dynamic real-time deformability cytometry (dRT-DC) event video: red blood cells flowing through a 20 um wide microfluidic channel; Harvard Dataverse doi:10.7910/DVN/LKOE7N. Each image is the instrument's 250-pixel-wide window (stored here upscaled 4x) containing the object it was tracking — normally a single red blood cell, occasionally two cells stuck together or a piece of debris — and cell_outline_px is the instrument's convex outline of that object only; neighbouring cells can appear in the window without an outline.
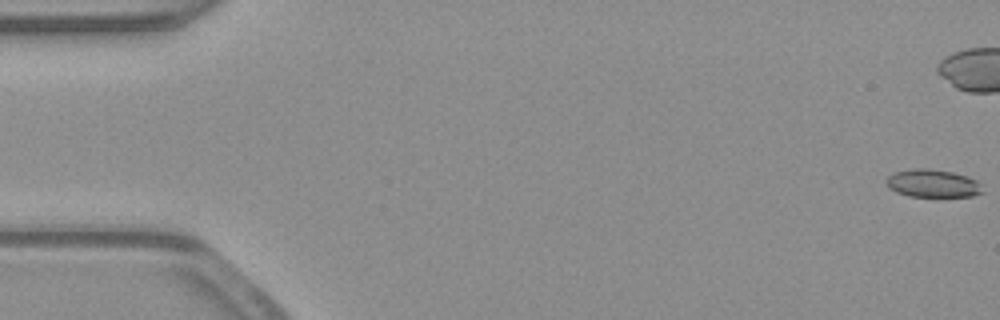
{"species": "common noctule bat (a hibernating species)", "species_latin": "Nyctalus noctula", "temperature_condition": "warm", "stored_images_in_passage": 55, "segment_of_instrument_passage": [1, 2], "camera_frame_rate_fps": 3000, "um_per_image_px": 0.085, "animal": {"sex": "male", "body_mass_g": 23.1, "forearm_length_mm": 52.7}, "frame": {"image": 1, "passage_image": 1, "time_ms": 0.0, "image_size_px": [1000, 320], "cell_outline_px": [[984, 192], [972, 196], [908, 196], [896, 192], [888, 188], [888, 176], [896, 172], [916, 168], [928, 168], [952, 172], [968, 176], [976, 180], [980, 184]], "centroid_in_image_um": [79.31, 15.59], "position_along_channel_um": 5.7, "area_um2": 15.49}}
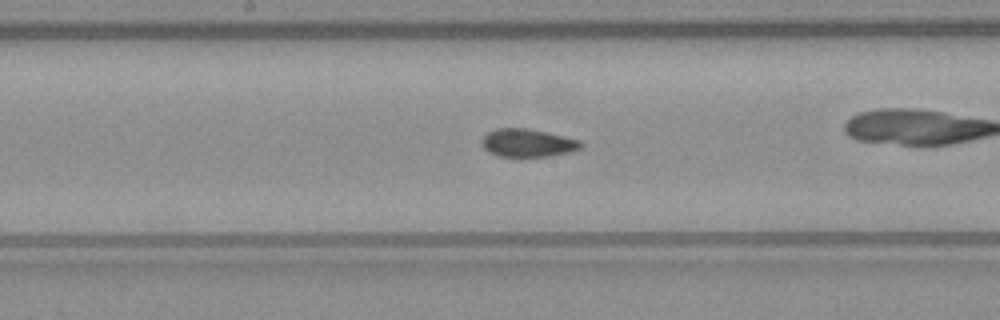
{"frame": {"image": 2, "passage_image": 28, "time_ms": 9.0, "image_size_px": [1000, 320], "cell_outline_px": [[584, 144], [580, 148], [572, 152], [548, 156], [496, 156], [488, 152], [484, 148], [484, 136], [488, 132], [496, 128], [524, 128], [564, 136], [580, 140]], "centroid_in_image_um": [44.88, 12.15], "position_along_channel_um": 203.3, "area_um2": 15.95}}
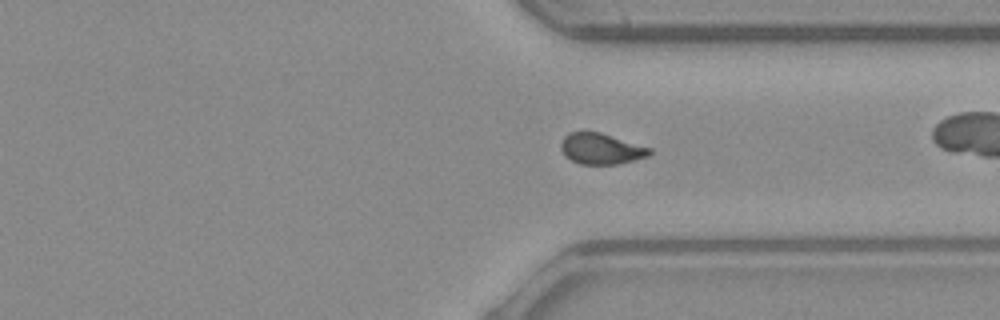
{"frame": {"image": 3, "passage_image": 40, "time_ms": 13.0, "image_size_px": [1000, 320], "cell_outline_px": [[652, 152], [648, 156], [636, 160], [616, 164], [580, 164], [564, 156], [560, 148], [560, 144], [564, 136], [568, 132], [584, 128], [600, 132], [652, 148]], "centroid_in_image_um": [51.05, 12.6], "position_along_channel_um": 360.4, "area_um2": 16.53}}